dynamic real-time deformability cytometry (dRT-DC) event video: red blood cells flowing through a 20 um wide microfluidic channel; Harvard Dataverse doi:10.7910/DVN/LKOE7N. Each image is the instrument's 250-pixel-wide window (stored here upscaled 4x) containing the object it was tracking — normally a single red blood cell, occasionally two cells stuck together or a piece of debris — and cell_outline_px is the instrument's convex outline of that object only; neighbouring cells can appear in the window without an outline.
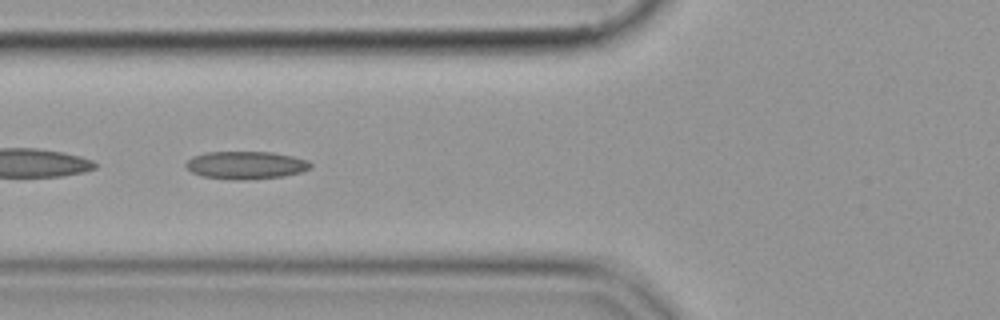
{"species": "common noctule bat (a hibernating species)", "species_latin": "Nyctalus noctula", "temperature_condition": "cold", "stored_images_in_passage": 42, "camera_frame_rate_fps": 3000, "um_per_image_px": 0.085, "animal": {"sex": "female", "body_mass_g": 19.9}, "frame": {"image": 1, "passage_image": 10, "time_ms": 3.0, "image_size_px": [1000, 320], "cell_outline_px": [[312, 164], [308, 168], [300, 172], [284, 176], [248, 180], [236, 180], [200, 176], [192, 172], [184, 164], [192, 156], [208, 152], [272, 152], [292, 156], [308, 160]], "centroid_in_image_um": [20.88, 14.04], "position_along_channel_um": 104.9, "area_um2": 20.17}}
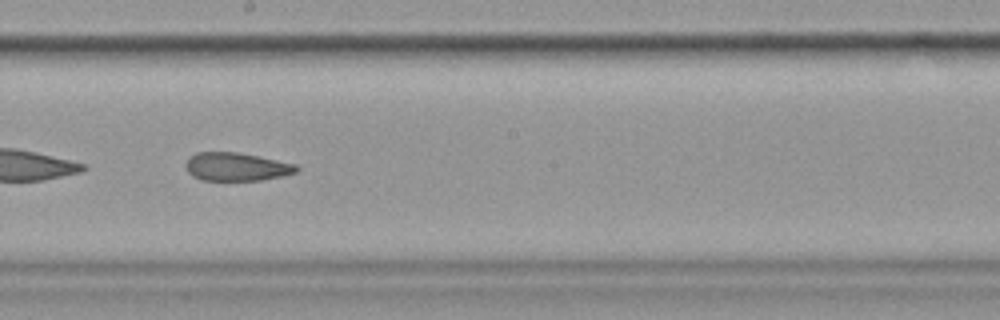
{"frame": {"image": 2, "passage_image": 20, "time_ms": 6.333, "image_size_px": [1000, 320], "cell_outline_px": [[300, 168], [296, 172], [280, 176], [260, 180], [200, 180], [192, 176], [188, 172], [184, 164], [196, 152], [236, 152], [296, 164]], "centroid_in_image_um": [20.07, 14.18], "position_along_channel_um": 228.1, "area_um2": 18.03}}
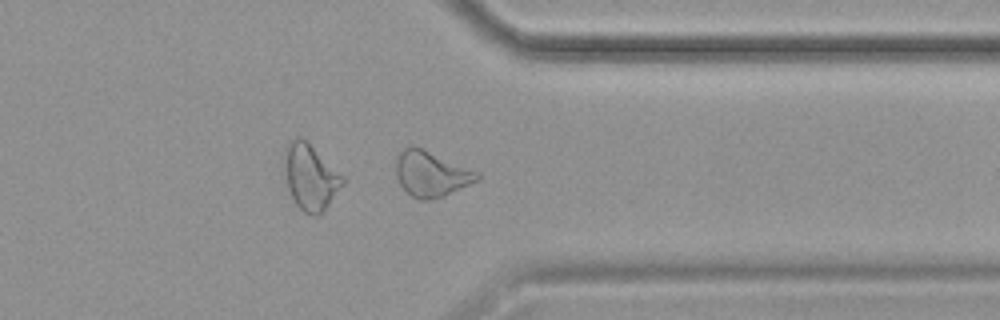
{"frame": {"image": 3, "passage_image": 32, "time_ms": 10.333, "image_size_px": [1000, 320], "cell_outline_px": [[480, 180], [444, 196], [432, 200], [420, 200], [412, 196], [400, 184], [396, 176], [396, 156], [404, 148], [412, 144], [480, 172]], "centroid_in_image_um": [36.66, 14.77], "position_along_channel_um": 374.7, "area_um2": 21.68}}